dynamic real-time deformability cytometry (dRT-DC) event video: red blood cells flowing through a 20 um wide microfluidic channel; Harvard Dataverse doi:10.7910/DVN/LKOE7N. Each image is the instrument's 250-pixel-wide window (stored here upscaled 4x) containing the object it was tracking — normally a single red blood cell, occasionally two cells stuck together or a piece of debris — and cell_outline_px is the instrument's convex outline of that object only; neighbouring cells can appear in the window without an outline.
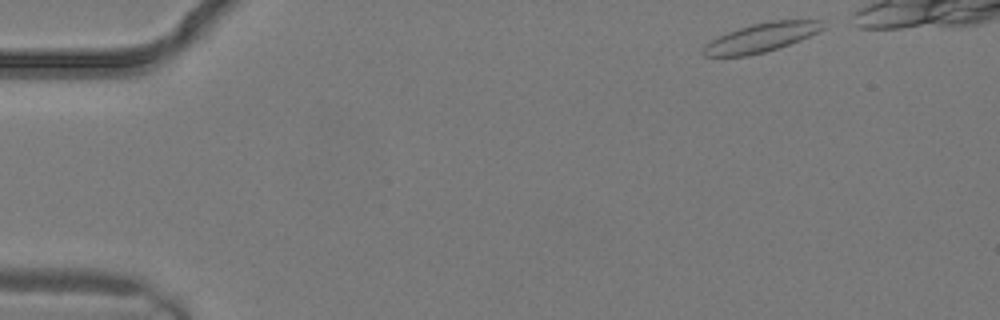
{"species": "common noctule bat (a hibernating species)", "species_latin": "Nyctalus noctula", "temperature_condition": "warm", "stored_images_in_passage": 3, "camera_frame_rate_fps": 3000, "um_per_image_px": 0.085, "animal": {"sex": "male", "body_mass_g": 19.2, "forearm_length_mm": 51.8}, "frame": {"image": 1, "passage_image": 3, "time_ms": 0.667, "image_size_px": [1000, 320], "cell_outline_px": [[828, 28], [820, 32], [800, 40], [764, 52], [748, 56], [704, 56], [700, 52], [712, 40], [728, 32], [752, 24], [772, 20], [820, 20]], "centroid_in_image_um": [64.78, 3.18], "position_along_channel_um": 20.2, "area_um2": 20.0}}